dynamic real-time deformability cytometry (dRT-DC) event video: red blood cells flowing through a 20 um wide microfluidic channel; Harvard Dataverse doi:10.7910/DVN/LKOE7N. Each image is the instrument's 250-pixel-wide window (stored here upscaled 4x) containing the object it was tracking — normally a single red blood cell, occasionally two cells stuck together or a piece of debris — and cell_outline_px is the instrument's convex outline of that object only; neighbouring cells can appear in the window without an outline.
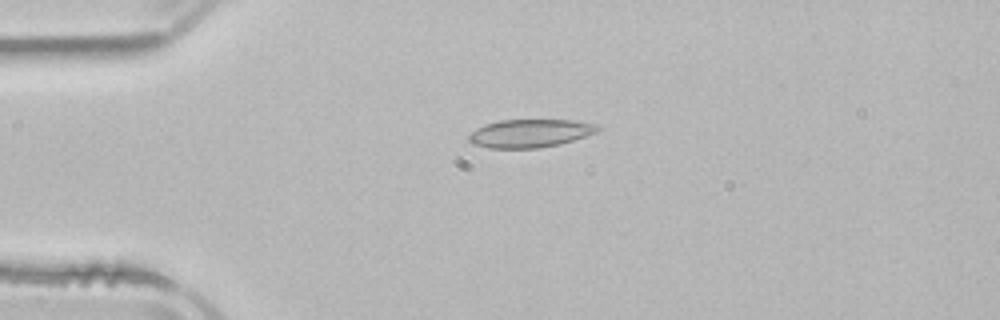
{"species": "common noctule bat (a hibernating species)", "species_latin": "Nyctalus noctula", "temperature_condition": "room temperature", "stored_images_in_passage": 4, "camera_frame_rate_fps": 3000, "um_per_image_px": 0.085, "animal": {"sex": "male", "body_mass_g": 21.5, "forearm_length_mm": 52.0}, "frame": {"image": 1, "passage_image": 3, "time_ms": 3.333, "image_size_px": [1000, 320], "cell_outline_px": [[600, 128], [596, 132], [560, 144], [540, 148], [488, 148], [472, 144], [468, 140], [468, 136], [476, 128], [484, 124], [500, 120], [572, 120], [600, 124]], "centroid_in_image_um": [45.03, 11.33], "position_along_channel_um": 40.0, "area_um2": 21.21}}